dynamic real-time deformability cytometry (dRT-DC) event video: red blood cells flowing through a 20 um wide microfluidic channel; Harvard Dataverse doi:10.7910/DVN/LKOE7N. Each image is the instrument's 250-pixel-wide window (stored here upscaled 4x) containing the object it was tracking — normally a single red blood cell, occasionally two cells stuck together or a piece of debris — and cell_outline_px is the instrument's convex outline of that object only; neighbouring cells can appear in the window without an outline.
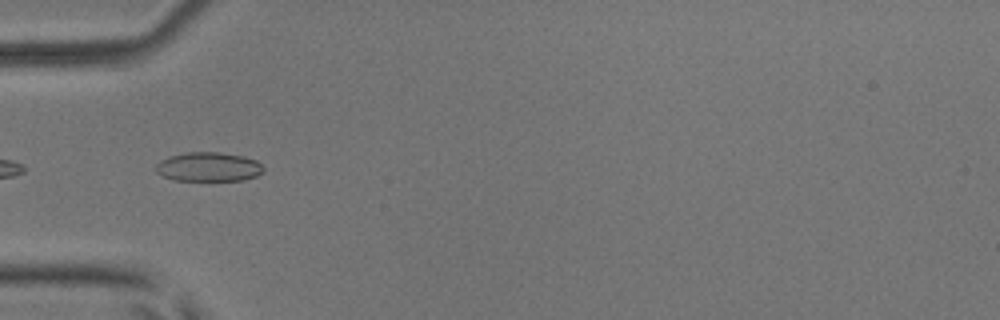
{"species": "common noctule bat (a hibernating species)", "species_latin": "Nyctalus noctula", "temperature_condition": "room temperature", "stored_images_in_passage": 8, "camera_frame_rate_fps": 3000, "um_per_image_px": 0.085, "animal": {"sex": "male", "body_mass_g": 17.9, "forearm_length_mm": 54.2}, "frame": {"image": 1, "passage_image": 2, "time_ms": 0.333, "image_size_px": [1000, 320], "cell_outline_px": [[264, 172], [256, 176], [244, 180], [176, 180], [164, 176], [156, 172], [156, 164], [160, 160], [168, 156], [184, 152], [216, 152], [244, 156], [256, 160], [264, 168]], "centroid_in_image_um": [17.73, 14.17], "position_along_channel_um": 67.3, "area_um2": 18.32}}